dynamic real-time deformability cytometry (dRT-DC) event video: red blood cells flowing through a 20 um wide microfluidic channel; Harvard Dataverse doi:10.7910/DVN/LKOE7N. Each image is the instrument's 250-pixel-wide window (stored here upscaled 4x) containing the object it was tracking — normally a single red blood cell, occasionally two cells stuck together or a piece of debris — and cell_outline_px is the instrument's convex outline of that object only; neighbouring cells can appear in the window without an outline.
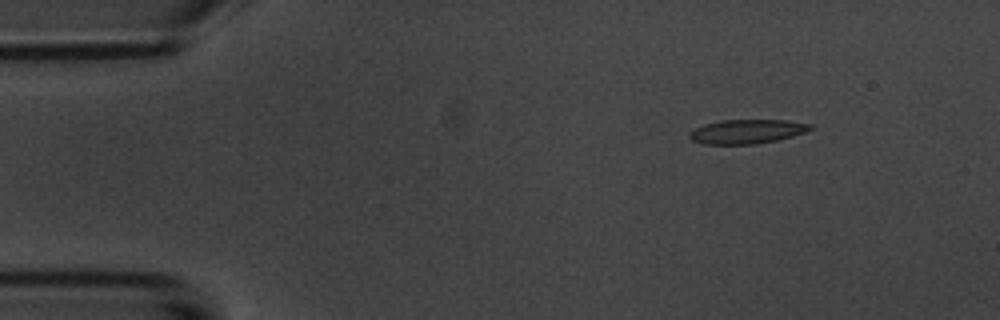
{"species": "common noctule bat (a hibernating species)", "species_latin": "Nyctalus noctula", "temperature_condition": "room temperature", "stored_images_in_passage": 8, "camera_frame_rate_fps": 3000, "um_per_image_px": 0.085, "animal": {"sex": "male", "body_mass_g": 20.1, "forearm_length_mm": 53.5}, "frame": {"image": 1, "passage_image": 1, "time_ms": 0.0, "image_size_px": [1000, 320], "cell_outline_px": [[816, 128], [792, 136], [776, 140], [756, 144], [704, 144], [692, 140], [688, 136], [688, 132], [704, 124], [724, 120], [788, 120], [812, 124]], "centroid_in_image_um": [63.51, 11.17], "position_along_channel_um": 21.5, "area_um2": 17.05}}
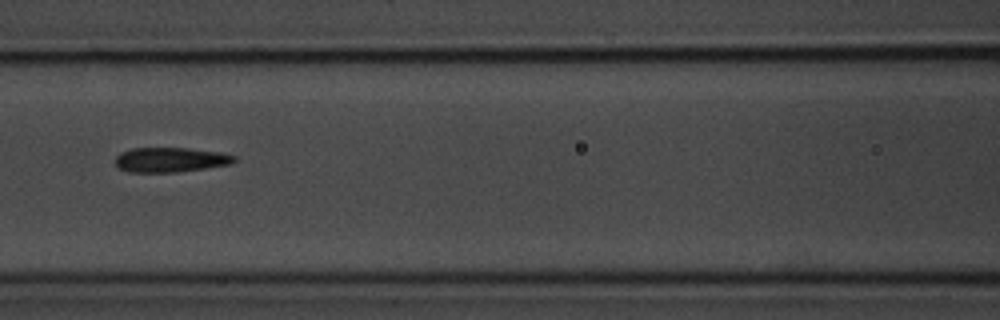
{"frame": {"image": 2, "passage_image": 6, "time_ms": 5.667, "image_size_px": [1000, 320], "cell_outline_px": [[236, 160], [232, 164], [176, 172], [128, 172], [120, 168], [116, 164], [116, 156], [120, 152], [132, 148], [188, 148], [220, 152], [236, 156]], "centroid_in_image_um": [14.49, 13.57], "position_along_channel_um": 152.1, "area_um2": 17.11}}
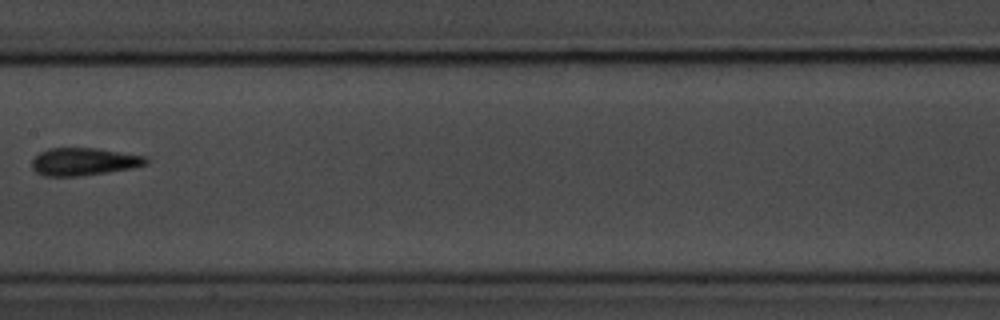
{"frame": {"image": 3, "passage_image": 7, "time_ms": 7.0, "image_size_px": [1000, 320], "cell_outline_px": [[148, 164], [132, 168], [108, 172], [80, 176], [44, 176], [36, 172], [32, 168], [32, 160], [40, 152], [48, 148], [96, 148], [148, 156]], "centroid_in_image_um": [7.15, 13.74], "position_along_channel_um": 200.3, "area_um2": 18.5}}